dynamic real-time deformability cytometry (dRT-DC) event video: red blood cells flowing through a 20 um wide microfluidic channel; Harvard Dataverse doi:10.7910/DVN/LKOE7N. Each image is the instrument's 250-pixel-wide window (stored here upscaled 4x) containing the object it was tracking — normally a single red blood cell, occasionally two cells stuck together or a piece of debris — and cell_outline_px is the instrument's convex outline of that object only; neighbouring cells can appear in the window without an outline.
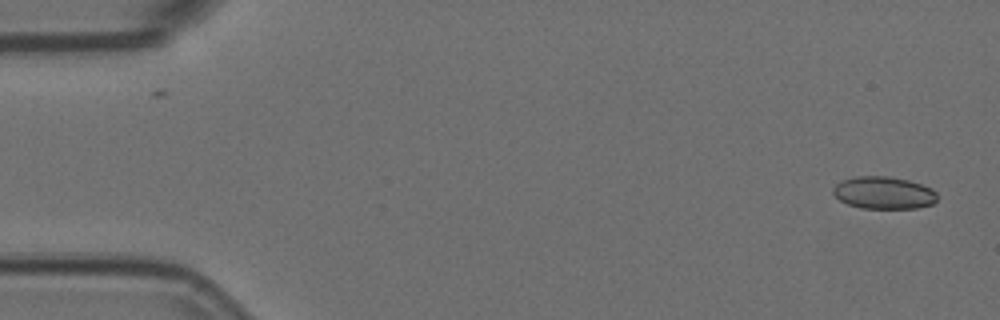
{"species": "Egyptian fruit bat (a non-hibernating species)", "species_latin": "Rousettus aegyptiacus", "temperature_condition": "room temperature", "stored_images_in_passage": 5, "camera_frame_rate_fps": 3000, "um_per_image_px": 0.085, "animal": {"sex": "female"}, "frame": {"image": 1, "passage_image": 1, "time_ms": 0.0, "image_size_px": [1000, 320], "cell_outline_px": [[936, 200], [932, 204], [916, 208], [860, 208], [848, 204], [840, 200], [832, 192], [832, 188], [840, 180], [856, 176], [888, 176], [908, 180], [932, 188], [936, 192]], "centroid_in_image_um": [75.09, 16.38], "position_along_channel_um": 9.9, "area_um2": 19.65}}
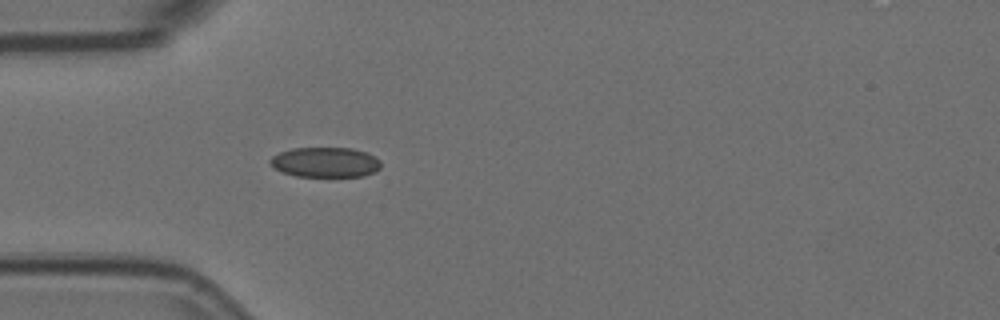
{"frame": {"image": 2, "passage_image": 5, "time_ms": 1.333, "image_size_px": [1000, 320], "cell_outline_px": [[380, 168], [376, 172], [364, 176], [296, 176], [284, 172], [276, 168], [268, 160], [272, 156], [280, 152], [292, 148], [352, 148], [368, 152], [380, 160]], "centroid_in_image_um": [27.7, 13.78], "position_along_channel_um": 57.3, "area_um2": 19.36}}